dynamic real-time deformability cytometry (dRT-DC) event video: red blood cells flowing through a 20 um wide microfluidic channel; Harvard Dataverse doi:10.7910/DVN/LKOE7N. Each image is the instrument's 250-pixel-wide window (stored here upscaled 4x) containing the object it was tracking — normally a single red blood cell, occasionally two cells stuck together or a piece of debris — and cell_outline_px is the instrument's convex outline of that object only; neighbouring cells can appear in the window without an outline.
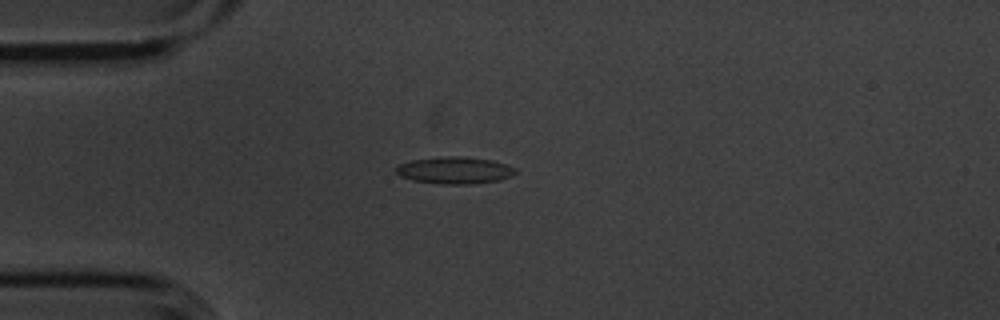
{"species": "common noctule bat (a hibernating species)", "species_latin": "Nyctalus noctula", "temperature_condition": "cold", "stored_images_in_passage": 48, "camera_frame_rate_fps": 3000, "um_per_image_px": 0.085, "animal": {"sex": "male", "body_mass_g": 20.1, "forearm_length_mm": 53.5}, "frame": {"image": 1, "passage_image": 7, "time_ms": 2.0, "image_size_px": [1000, 320], "cell_outline_px": [[516, 172], [512, 176], [496, 180], [472, 184], [440, 184], [412, 180], [400, 176], [396, 172], [396, 168], [400, 164], [412, 160], [448, 156], [460, 156], [492, 160], [508, 164], [516, 168]], "centroid_in_image_um": [38.67, 14.48], "position_along_channel_um": 46.3, "area_um2": 18.67}}
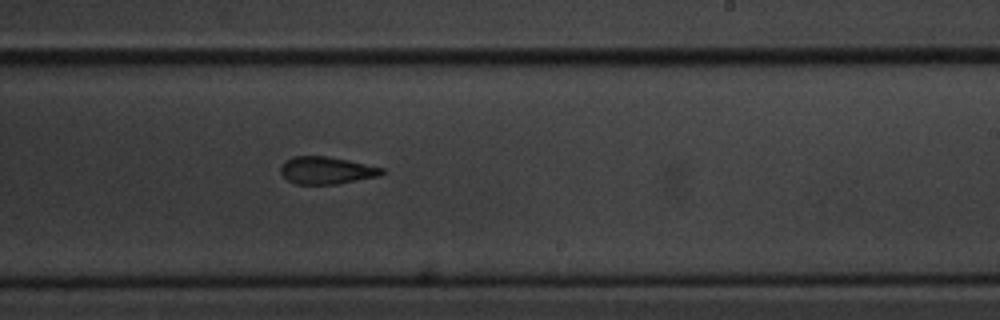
{"frame": {"image": 2, "passage_image": 26, "time_ms": 8.333, "image_size_px": [1000, 320], "cell_outline_px": [[384, 172], [380, 176], [336, 184], [296, 184], [288, 180], [280, 172], [280, 168], [284, 160], [292, 156], [328, 156], [348, 160], [384, 168]], "centroid_in_image_um": [27.73, 14.47], "position_along_channel_um": 261.3, "area_um2": 16.18}}
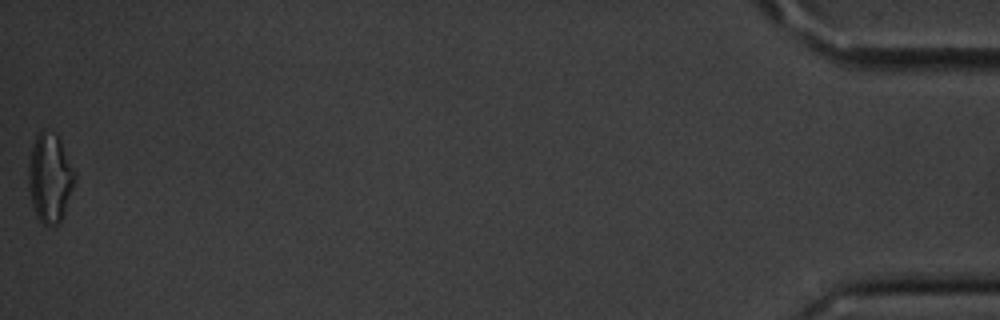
{"frame": {"image": 3, "passage_image": 48, "time_ms": 15.667, "image_size_px": [1000, 320], "cell_outline_px": [[76, 180], [60, 220], [56, 224], [44, 224], [36, 216], [32, 204], [28, 188], [28, 164], [32, 144], [36, 136], [44, 128], [56, 136], [60, 140], [76, 172]], "centroid_in_image_um": [4.22, 15.09], "position_along_channel_um": 431.0, "area_um2": 23.81}, "authors_computed_cell_mechanics": {"area_um2": 17.2822, "velocity_mm_per_s": 3.6249, "shape_relaxation_time_tau1_ms": 8.9161, "shape_relaxation_time_tau2_ms": 4.4635, "deformation_change_tau1": 0.1747, "deformation_change_tau2": 0.1258}}